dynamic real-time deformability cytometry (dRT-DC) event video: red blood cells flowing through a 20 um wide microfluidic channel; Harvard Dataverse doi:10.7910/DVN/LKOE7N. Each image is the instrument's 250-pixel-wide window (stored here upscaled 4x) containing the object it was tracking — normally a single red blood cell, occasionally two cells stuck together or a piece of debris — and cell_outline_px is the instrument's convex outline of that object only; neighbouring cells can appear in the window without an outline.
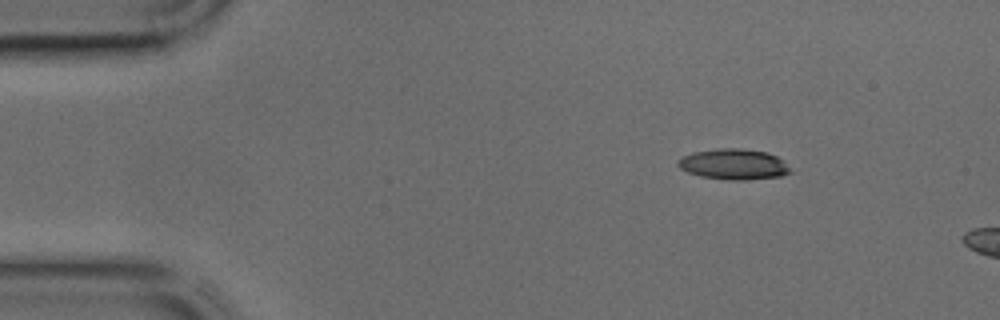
{"species": "common noctule bat (a hibernating species)", "species_latin": "Nyctalus noctula", "temperature_condition": "cold", "stored_images_in_passage": 8, "camera_frame_rate_fps": 3000, "um_per_image_px": 0.085, "animal": {"sex": "male", "body_mass_g": 17.9, "forearm_length_mm": 54.2}, "frame": {"image": 1, "passage_image": 1, "time_ms": 0.0, "image_size_px": [1000, 320], "cell_outline_px": [[792, 172], [780, 176], [748, 180], [728, 180], [700, 176], [688, 172], [680, 168], [676, 164], [684, 156], [692, 152], [720, 148], [740, 148], [768, 152], [784, 160]], "centroid_in_image_um": [62.39, 13.96], "position_along_channel_um": 22.6, "area_um2": 20.11}}